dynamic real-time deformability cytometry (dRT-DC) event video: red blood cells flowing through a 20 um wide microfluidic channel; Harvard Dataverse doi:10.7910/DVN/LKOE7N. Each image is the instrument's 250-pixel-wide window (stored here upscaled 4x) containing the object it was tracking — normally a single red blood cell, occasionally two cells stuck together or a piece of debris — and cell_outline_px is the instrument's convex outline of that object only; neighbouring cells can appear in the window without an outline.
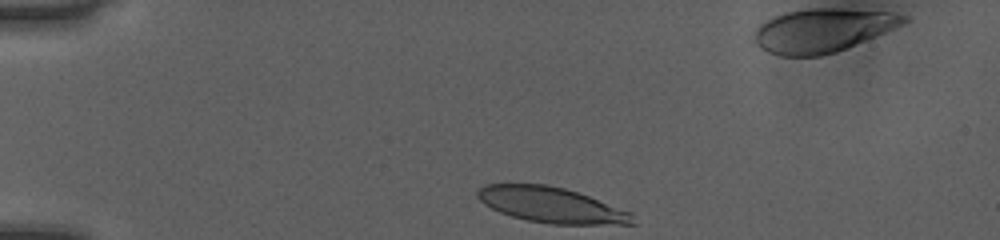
{"species": "human", "species_latin": "Homo sapiens", "temperature_condition": "room temperature", "stored_images_in_passage": 35, "camera_frame_rate_fps": 3000, "um_per_image_px": 0.085, "donor": {"sex": "female"}, "frame": {"image": 1, "passage_image": 1, "time_ms": 0.0, "image_size_px": [1000, 240], "cell_outline_px": [[636, 224], [552, 224], [528, 220], [512, 216], [500, 212], [484, 204], [476, 196], [476, 192], [484, 184], [544, 184], [564, 188], [588, 196], [632, 212]], "centroid_in_image_um": [46.86, 17.42], "position_along_channel_um": 38.1, "area_um2": 31.85}}
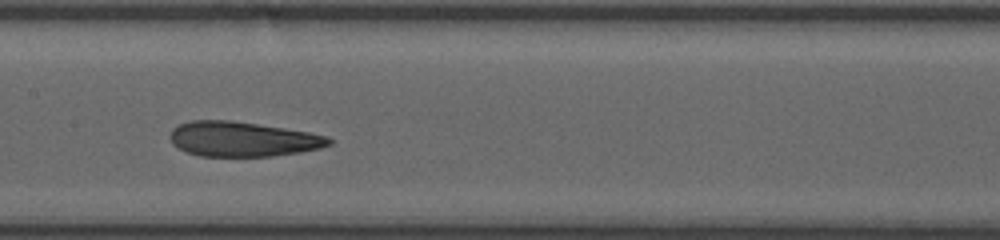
{"frame": {"image": 2, "passage_image": 16, "time_ms": 5.0, "image_size_px": [1000, 240], "cell_outline_px": [[332, 144], [320, 148], [300, 152], [272, 156], [200, 156], [188, 152], [172, 144], [168, 136], [172, 128], [180, 124], [192, 120], [228, 120], [284, 128], [308, 132], [328, 136], [332, 140]], "centroid_in_image_um": [20.61, 11.82], "position_along_channel_um": 186.8, "area_um2": 32.19}}
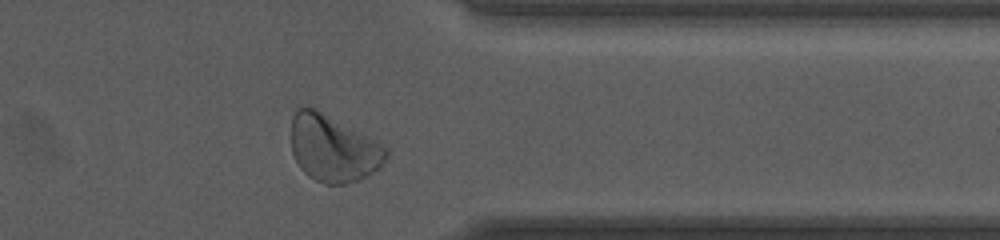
{"frame": {"image": 3, "passage_image": 31, "time_ms": 10.0, "image_size_px": [1000, 240], "cell_outline_px": [[388, 156], [380, 168], [356, 180], [344, 184], [324, 184], [308, 176], [300, 168], [292, 152], [292, 116], [300, 104], [316, 108], [368, 136], [388, 148]], "centroid_in_image_um": [28.3, 12.59], "position_along_channel_um": 383.1, "area_um2": 36.93}, "authors_computed_cell_mechanics": {"area_um2": 32.4836, "velocity_mm_per_s": 4.0322, "shape_relaxation_time_tau1_ms": null, "shape_relaxation_time_tau2_ms": 1.9173, "deformation_change_tau1": null, "deformation_change_tau2": 0.0774}}